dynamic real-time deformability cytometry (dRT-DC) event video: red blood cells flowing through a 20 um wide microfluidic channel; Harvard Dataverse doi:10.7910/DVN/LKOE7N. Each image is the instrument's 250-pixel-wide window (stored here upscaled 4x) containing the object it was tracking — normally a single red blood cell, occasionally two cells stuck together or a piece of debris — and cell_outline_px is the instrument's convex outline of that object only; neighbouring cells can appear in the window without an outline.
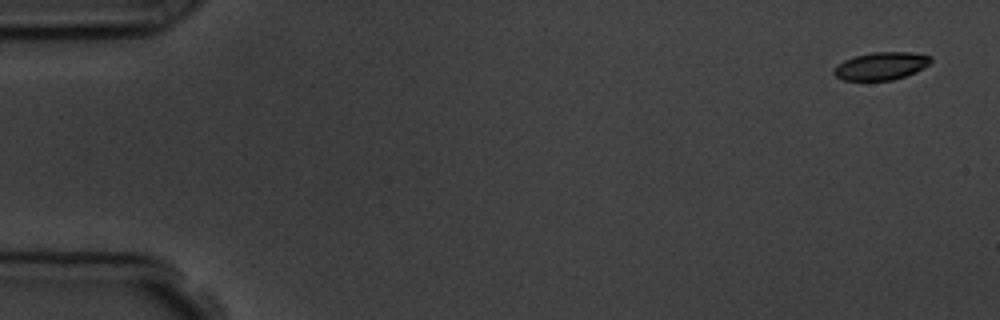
{"species": "common noctule bat (a hibernating species)", "species_latin": "Nyctalus noctula", "temperature_condition": "room temperature", "stored_images_in_passage": 5, "camera_frame_rate_fps": 3000, "um_per_image_px": 0.085, "animal": {"sex": "male", "body_mass_g": 19.5, "forearm_length_mm": 54.6}, "frame": {"image": 1, "passage_image": 1, "time_ms": 0.0, "image_size_px": [1000, 320], "cell_outline_px": [[932, 60], [924, 68], [916, 72], [892, 80], [844, 80], [836, 76], [832, 72], [832, 68], [844, 60], [856, 56], [872, 52], [908, 52], [932, 56]], "centroid_in_image_um": [74.88, 5.61], "position_along_channel_um": 10.1, "area_um2": 15.61}}
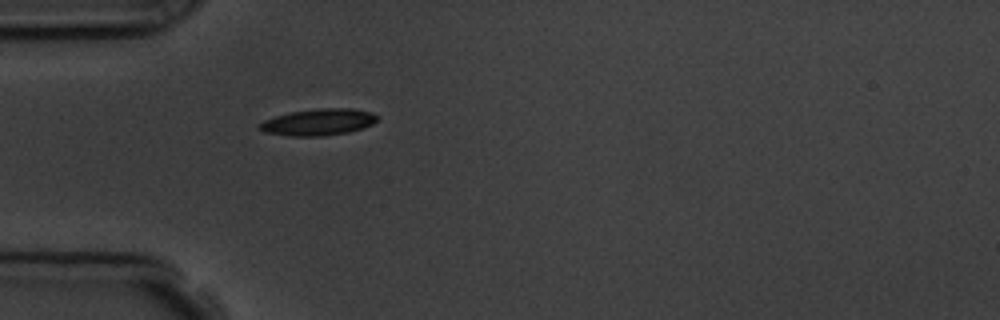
{"frame": {"image": 2, "passage_image": 5, "time_ms": 4.667, "image_size_px": [1000, 320], "cell_outline_px": [[376, 120], [372, 124], [348, 132], [324, 136], [288, 136], [264, 132], [260, 128], [260, 124], [264, 120], [276, 116], [292, 112], [320, 108], [352, 108], [372, 112], [376, 116]], "centroid_in_image_um": [27.06, 10.38], "position_along_channel_um": 57.9, "area_um2": 17.98}}